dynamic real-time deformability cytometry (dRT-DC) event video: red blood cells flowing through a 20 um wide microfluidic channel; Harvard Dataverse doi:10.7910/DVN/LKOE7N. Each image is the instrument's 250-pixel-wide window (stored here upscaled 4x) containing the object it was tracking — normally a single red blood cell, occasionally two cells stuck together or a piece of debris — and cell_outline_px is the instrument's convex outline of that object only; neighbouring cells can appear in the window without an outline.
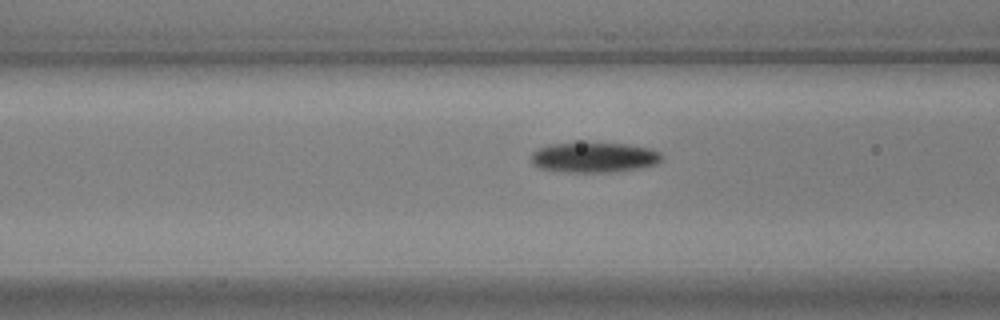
{"species": "common noctule bat (a hibernating species)", "species_latin": "Nyctalus noctula", "temperature_condition": "warm", "stored_images_in_passage": 8, "camera_frame_rate_fps": 3000, "um_per_image_px": 0.085, "animal": {"sex": "male", "body_mass_g": 17.9, "forearm_length_mm": 54.2}, "frame": {"image": 1, "passage_image": 8, "time_ms": 2.333, "image_size_px": [1000, 320], "cell_outline_px": [[660, 160], [656, 164], [616, 172], [572, 172], [540, 168], [532, 164], [532, 152], [548, 144], [624, 144], [648, 148], [660, 152]], "centroid_in_image_um": [50.47, 13.39], "position_along_channel_um": 116.1, "area_um2": 22.31}}